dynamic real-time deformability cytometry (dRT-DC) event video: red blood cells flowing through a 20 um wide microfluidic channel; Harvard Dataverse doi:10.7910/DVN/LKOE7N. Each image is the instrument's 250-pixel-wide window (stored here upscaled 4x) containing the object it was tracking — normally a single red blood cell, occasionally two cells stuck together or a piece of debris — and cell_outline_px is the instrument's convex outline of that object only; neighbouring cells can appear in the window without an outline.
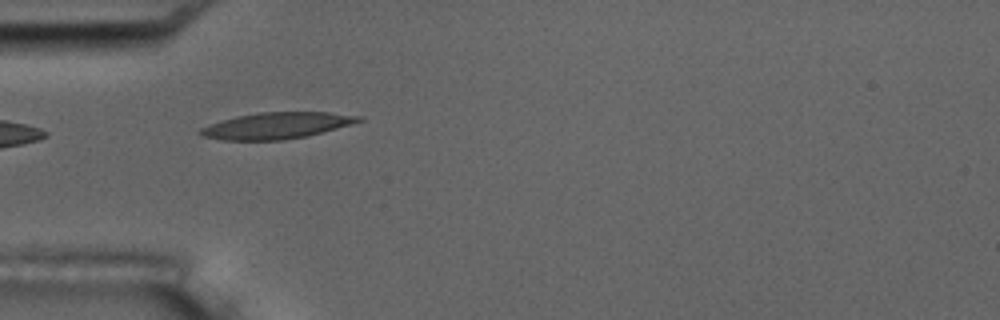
{"species": "common noctule bat (a hibernating species)", "species_latin": "Nyctalus noctula", "temperature_condition": "room temperature", "stored_images_in_passage": 5, "camera_frame_rate_fps": 3000, "um_per_image_px": 0.085, "animal": {"sex": "male", "body_mass_g": 17.5, "forearm_length_mm": 52.3}, "frame": {"image": 1, "passage_image": 4, "time_ms": 3.667, "image_size_px": [1000, 320], "cell_outline_px": [[364, 120], [352, 124], [304, 136], [284, 140], [224, 140], [200, 136], [196, 132], [200, 128], [208, 124], [220, 120], [236, 116], [256, 112], [328, 112], [364, 116]], "centroid_in_image_um": [23.46, 10.66], "position_along_channel_um": 61.5, "area_um2": 24.45}}